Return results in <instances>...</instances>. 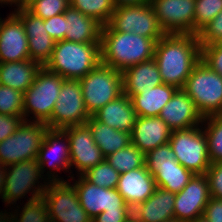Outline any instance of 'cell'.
I'll return each instance as SVG.
<instances>
[{"instance_id": "obj_51", "label": "cell", "mask_w": 222, "mask_h": 222, "mask_svg": "<svg viewBox=\"0 0 222 222\" xmlns=\"http://www.w3.org/2000/svg\"><path fill=\"white\" fill-rule=\"evenodd\" d=\"M191 222H209L204 216L198 217Z\"/></svg>"}, {"instance_id": "obj_37", "label": "cell", "mask_w": 222, "mask_h": 222, "mask_svg": "<svg viewBox=\"0 0 222 222\" xmlns=\"http://www.w3.org/2000/svg\"><path fill=\"white\" fill-rule=\"evenodd\" d=\"M69 6V0H28L25 8L45 20L64 13Z\"/></svg>"}, {"instance_id": "obj_44", "label": "cell", "mask_w": 222, "mask_h": 222, "mask_svg": "<svg viewBox=\"0 0 222 222\" xmlns=\"http://www.w3.org/2000/svg\"><path fill=\"white\" fill-rule=\"evenodd\" d=\"M22 122V116L0 114V142L15 133L16 129Z\"/></svg>"}, {"instance_id": "obj_33", "label": "cell", "mask_w": 222, "mask_h": 222, "mask_svg": "<svg viewBox=\"0 0 222 222\" xmlns=\"http://www.w3.org/2000/svg\"><path fill=\"white\" fill-rule=\"evenodd\" d=\"M202 127L207 138L211 164L222 162V114L203 118Z\"/></svg>"}, {"instance_id": "obj_10", "label": "cell", "mask_w": 222, "mask_h": 222, "mask_svg": "<svg viewBox=\"0 0 222 222\" xmlns=\"http://www.w3.org/2000/svg\"><path fill=\"white\" fill-rule=\"evenodd\" d=\"M106 25L112 31L134 33L156 42L165 35L150 2L115 7Z\"/></svg>"}, {"instance_id": "obj_18", "label": "cell", "mask_w": 222, "mask_h": 222, "mask_svg": "<svg viewBox=\"0 0 222 222\" xmlns=\"http://www.w3.org/2000/svg\"><path fill=\"white\" fill-rule=\"evenodd\" d=\"M30 59L28 37L22 21L13 13L0 18V63Z\"/></svg>"}, {"instance_id": "obj_40", "label": "cell", "mask_w": 222, "mask_h": 222, "mask_svg": "<svg viewBox=\"0 0 222 222\" xmlns=\"http://www.w3.org/2000/svg\"><path fill=\"white\" fill-rule=\"evenodd\" d=\"M200 45H210L222 39V11L197 34Z\"/></svg>"}, {"instance_id": "obj_48", "label": "cell", "mask_w": 222, "mask_h": 222, "mask_svg": "<svg viewBox=\"0 0 222 222\" xmlns=\"http://www.w3.org/2000/svg\"><path fill=\"white\" fill-rule=\"evenodd\" d=\"M115 7L125 6V5H139L143 3H148L150 0H112Z\"/></svg>"}, {"instance_id": "obj_16", "label": "cell", "mask_w": 222, "mask_h": 222, "mask_svg": "<svg viewBox=\"0 0 222 222\" xmlns=\"http://www.w3.org/2000/svg\"><path fill=\"white\" fill-rule=\"evenodd\" d=\"M69 138L70 167L79 175L105 160V156L94 142L89 127L84 125L69 126L62 129Z\"/></svg>"}, {"instance_id": "obj_42", "label": "cell", "mask_w": 222, "mask_h": 222, "mask_svg": "<svg viewBox=\"0 0 222 222\" xmlns=\"http://www.w3.org/2000/svg\"><path fill=\"white\" fill-rule=\"evenodd\" d=\"M209 180L210 195L222 199V162L212 163L206 171Z\"/></svg>"}, {"instance_id": "obj_31", "label": "cell", "mask_w": 222, "mask_h": 222, "mask_svg": "<svg viewBox=\"0 0 222 222\" xmlns=\"http://www.w3.org/2000/svg\"><path fill=\"white\" fill-rule=\"evenodd\" d=\"M0 212V222H50L47 206L43 197L28 201L22 206L21 210ZM7 211V212H6ZM14 213V214H13Z\"/></svg>"}, {"instance_id": "obj_32", "label": "cell", "mask_w": 222, "mask_h": 222, "mask_svg": "<svg viewBox=\"0 0 222 222\" xmlns=\"http://www.w3.org/2000/svg\"><path fill=\"white\" fill-rule=\"evenodd\" d=\"M105 159L120 174L145 166V154L132 143L111 153Z\"/></svg>"}, {"instance_id": "obj_2", "label": "cell", "mask_w": 222, "mask_h": 222, "mask_svg": "<svg viewBox=\"0 0 222 222\" xmlns=\"http://www.w3.org/2000/svg\"><path fill=\"white\" fill-rule=\"evenodd\" d=\"M156 41L134 33L112 31L102 26L100 39L101 62L120 72L153 59Z\"/></svg>"}, {"instance_id": "obj_27", "label": "cell", "mask_w": 222, "mask_h": 222, "mask_svg": "<svg viewBox=\"0 0 222 222\" xmlns=\"http://www.w3.org/2000/svg\"><path fill=\"white\" fill-rule=\"evenodd\" d=\"M42 66L31 59L0 63V83L24 93L33 83Z\"/></svg>"}, {"instance_id": "obj_7", "label": "cell", "mask_w": 222, "mask_h": 222, "mask_svg": "<svg viewBox=\"0 0 222 222\" xmlns=\"http://www.w3.org/2000/svg\"><path fill=\"white\" fill-rule=\"evenodd\" d=\"M79 82L85 107L91 116L123 93L122 72L102 62Z\"/></svg>"}, {"instance_id": "obj_24", "label": "cell", "mask_w": 222, "mask_h": 222, "mask_svg": "<svg viewBox=\"0 0 222 222\" xmlns=\"http://www.w3.org/2000/svg\"><path fill=\"white\" fill-rule=\"evenodd\" d=\"M176 194L156 187L154 193L132 209V214L140 222H164L174 218Z\"/></svg>"}, {"instance_id": "obj_15", "label": "cell", "mask_w": 222, "mask_h": 222, "mask_svg": "<svg viewBox=\"0 0 222 222\" xmlns=\"http://www.w3.org/2000/svg\"><path fill=\"white\" fill-rule=\"evenodd\" d=\"M76 177L77 180L74 176L68 180L73 181L80 205L92 219L104 211L132 209L116 188L99 187L87 181L82 175Z\"/></svg>"}, {"instance_id": "obj_28", "label": "cell", "mask_w": 222, "mask_h": 222, "mask_svg": "<svg viewBox=\"0 0 222 222\" xmlns=\"http://www.w3.org/2000/svg\"><path fill=\"white\" fill-rule=\"evenodd\" d=\"M177 88L162 83L138 95H127L132 103L137 116H159L162 108L172 98Z\"/></svg>"}, {"instance_id": "obj_20", "label": "cell", "mask_w": 222, "mask_h": 222, "mask_svg": "<svg viewBox=\"0 0 222 222\" xmlns=\"http://www.w3.org/2000/svg\"><path fill=\"white\" fill-rule=\"evenodd\" d=\"M159 117L172 131L184 130L202 125L203 117L196 109L193 100L183 89H177L164 105Z\"/></svg>"}, {"instance_id": "obj_25", "label": "cell", "mask_w": 222, "mask_h": 222, "mask_svg": "<svg viewBox=\"0 0 222 222\" xmlns=\"http://www.w3.org/2000/svg\"><path fill=\"white\" fill-rule=\"evenodd\" d=\"M162 83L154 59L131 66L122 72L123 93L126 95H138Z\"/></svg>"}, {"instance_id": "obj_14", "label": "cell", "mask_w": 222, "mask_h": 222, "mask_svg": "<svg viewBox=\"0 0 222 222\" xmlns=\"http://www.w3.org/2000/svg\"><path fill=\"white\" fill-rule=\"evenodd\" d=\"M165 34H194L196 0H150Z\"/></svg>"}, {"instance_id": "obj_43", "label": "cell", "mask_w": 222, "mask_h": 222, "mask_svg": "<svg viewBox=\"0 0 222 222\" xmlns=\"http://www.w3.org/2000/svg\"><path fill=\"white\" fill-rule=\"evenodd\" d=\"M65 22L64 13L44 20V28L55 42L65 40Z\"/></svg>"}, {"instance_id": "obj_46", "label": "cell", "mask_w": 222, "mask_h": 222, "mask_svg": "<svg viewBox=\"0 0 222 222\" xmlns=\"http://www.w3.org/2000/svg\"><path fill=\"white\" fill-rule=\"evenodd\" d=\"M203 216L209 222H222V199L211 197L205 206Z\"/></svg>"}, {"instance_id": "obj_19", "label": "cell", "mask_w": 222, "mask_h": 222, "mask_svg": "<svg viewBox=\"0 0 222 222\" xmlns=\"http://www.w3.org/2000/svg\"><path fill=\"white\" fill-rule=\"evenodd\" d=\"M13 13L22 21L24 26L28 37L30 59L44 67L50 60L55 44V41L44 28V20L26 8L14 10Z\"/></svg>"}, {"instance_id": "obj_41", "label": "cell", "mask_w": 222, "mask_h": 222, "mask_svg": "<svg viewBox=\"0 0 222 222\" xmlns=\"http://www.w3.org/2000/svg\"><path fill=\"white\" fill-rule=\"evenodd\" d=\"M201 60L222 76V47L217 43L201 45Z\"/></svg>"}, {"instance_id": "obj_17", "label": "cell", "mask_w": 222, "mask_h": 222, "mask_svg": "<svg viewBox=\"0 0 222 222\" xmlns=\"http://www.w3.org/2000/svg\"><path fill=\"white\" fill-rule=\"evenodd\" d=\"M209 180L206 174H194L188 184L176 194L174 218L183 222L203 216L210 200Z\"/></svg>"}, {"instance_id": "obj_35", "label": "cell", "mask_w": 222, "mask_h": 222, "mask_svg": "<svg viewBox=\"0 0 222 222\" xmlns=\"http://www.w3.org/2000/svg\"><path fill=\"white\" fill-rule=\"evenodd\" d=\"M82 176L94 185L113 189L118 186L120 173L105 159L95 167L88 169L84 174H82Z\"/></svg>"}, {"instance_id": "obj_45", "label": "cell", "mask_w": 222, "mask_h": 222, "mask_svg": "<svg viewBox=\"0 0 222 222\" xmlns=\"http://www.w3.org/2000/svg\"><path fill=\"white\" fill-rule=\"evenodd\" d=\"M130 215H132V209L104 211L95 216L92 222H124Z\"/></svg>"}, {"instance_id": "obj_50", "label": "cell", "mask_w": 222, "mask_h": 222, "mask_svg": "<svg viewBox=\"0 0 222 222\" xmlns=\"http://www.w3.org/2000/svg\"><path fill=\"white\" fill-rule=\"evenodd\" d=\"M124 222H140V221L132 214Z\"/></svg>"}, {"instance_id": "obj_53", "label": "cell", "mask_w": 222, "mask_h": 222, "mask_svg": "<svg viewBox=\"0 0 222 222\" xmlns=\"http://www.w3.org/2000/svg\"><path fill=\"white\" fill-rule=\"evenodd\" d=\"M217 44H218L220 47H222V39H220V40L217 42Z\"/></svg>"}, {"instance_id": "obj_13", "label": "cell", "mask_w": 222, "mask_h": 222, "mask_svg": "<svg viewBox=\"0 0 222 222\" xmlns=\"http://www.w3.org/2000/svg\"><path fill=\"white\" fill-rule=\"evenodd\" d=\"M36 159L42 175L47 170L45 176L48 182L69 181L58 176V171L68 172L71 178L74 176L73 170H70L69 138L62 129H47Z\"/></svg>"}, {"instance_id": "obj_1", "label": "cell", "mask_w": 222, "mask_h": 222, "mask_svg": "<svg viewBox=\"0 0 222 222\" xmlns=\"http://www.w3.org/2000/svg\"><path fill=\"white\" fill-rule=\"evenodd\" d=\"M153 59L163 83L183 89L193 68L201 60L198 36L165 34L156 43Z\"/></svg>"}, {"instance_id": "obj_23", "label": "cell", "mask_w": 222, "mask_h": 222, "mask_svg": "<svg viewBox=\"0 0 222 222\" xmlns=\"http://www.w3.org/2000/svg\"><path fill=\"white\" fill-rule=\"evenodd\" d=\"M93 116L111 128L129 134L132 133L133 126L138 117L131 99L125 93L108 102L104 107L96 111Z\"/></svg>"}, {"instance_id": "obj_30", "label": "cell", "mask_w": 222, "mask_h": 222, "mask_svg": "<svg viewBox=\"0 0 222 222\" xmlns=\"http://www.w3.org/2000/svg\"><path fill=\"white\" fill-rule=\"evenodd\" d=\"M193 173L181 164L157 166V171L153 174L156 187L179 193L193 177Z\"/></svg>"}, {"instance_id": "obj_5", "label": "cell", "mask_w": 222, "mask_h": 222, "mask_svg": "<svg viewBox=\"0 0 222 222\" xmlns=\"http://www.w3.org/2000/svg\"><path fill=\"white\" fill-rule=\"evenodd\" d=\"M183 90L203 118L222 114V76L202 60L193 68Z\"/></svg>"}, {"instance_id": "obj_29", "label": "cell", "mask_w": 222, "mask_h": 222, "mask_svg": "<svg viewBox=\"0 0 222 222\" xmlns=\"http://www.w3.org/2000/svg\"><path fill=\"white\" fill-rule=\"evenodd\" d=\"M85 124L89 127L94 142L105 157L131 144V134L111 128L98 121L93 115Z\"/></svg>"}, {"instance_id": "obj_52", "label": "cell", "mask_w": 222, "mask_h": 222, "mask_svg": "<svg viewBox=\"0 0 222 222\" xmlns=\"http://www.w3.org/2000/svg\"><path fill=\"white\" fill-rule=\"evenodd\" d=\"M164 222H183V221H180L178 219L173 218V219H170V220H167V221H164Z\"/></svg>"}, {"instance_id": "obj_38", "label": "cell", "mask_w": 222, "mask_h": 222, "mask_svg": "<svg viewBox=\"0 0 222 222\" xmlns=\"http://www.w3.org/2000/svg\"><path fill=\"white\" fill-rule=\"evenodd\" d=\"M222 11V0H196L194 34L206 26Z\"/></svg>"}, {"instance_id": "obj_6", "label": "cell", "mask_w": 222, "mask_h": 222, "mask_svg": "<svg viewBox=\"0 0 222 222\" xmlns=\"http://www.w3.org/2000/svg\"><path fill=\"white\" fill-rule=\"evenodd\" d=\"M39 179L44 182L40 183ZM48 183L36 158L9 165L6 167L2 202L6 206L17 204L18 199L26 198L28 193H31L29 196L32 195L27 198L28 201L35 200L42 197Z\"/></svg>"}, {"instance_id": "obj_22", "label": "cell", "mask_w": 222, "mask_h": 222, "mask_svg": "<svg viewBox=\"0 0 222 222\" xmlns=\"http://www.w3.org/2000/svg\"><path fill=\"white\" fill-rule=\"evenodd\" d=\"M132 209L146 201L156 189L153 175L146 165L120 174L116 188Z\"/></svg>"}, {"instance_id": "obj_39", "label": "cell", "mask_w": 222, "mask_h": 222, "mask_svg": "<svg viewBox=\"0 0 222 222\" xmlns=\"http://www.w3.org/2000/svg\"><path fill=\"white\" fill-rule=\"evenodd\" d=\"M175 153L169 143L160 145L154 150L145 154V165L147 170L153 175L157 171V166L178 165Z\"/></svg>"}, {"instance_id": "obj_49", "label": "cell", "mask_w": 222, "mask_h": 222, "mask_svg": "<svg viewBox=\"0 0 222 222\" xmlns=\"http://www.w3.org/2000/svg\"><path fill=\"white\" fill-rule=\"evenodd\" d=\"M5 177H6V167L3 165H0V198H2Z\"/></svg>"}, {"instance_id": "obj_9", "label": "cell", "mask_w": 222, "mask_h": 222, "mask_svg": "<svg viewBox=\"0 0 222 222\" xmlns=\"http://www.w3.org/2000/svg\"><path fill=\"white\" fill-rule=\"evenodd\" d=\"M169 145L179 164L193 174H206L211 165L207 138L202 125L172 131Z\"/></svg>"}, {"instance_id": "obj_34", "label": "cell", "mask_w": 222, "mask_h": 222, "mask_svg": "<svg viewBox=\"0 0 222 222\" xmlns=\"http://www.w3.org/2000/svg\"><path fill=\"white\" fill-rule=\"evenodd\" d=\"M70 6L106 25L115 10L112 0H69Z\"/></svg>"}, {"instance_id": "obj_26", "label": "cell", "mask_w": 222, "mask_h": 222, "mask_svg": "<svg viewBox=\"0 0 222 222\" xmlns=\"http://www.w3.org/2000/svg\"><path fill=\"white\" fill-rule=\"evenodd\" d=\"M65 40L77 43H100L102 25L69 6L64 12Z\"/></svg>"}, {"instance_id": "obj_11", "label": "cell", "mask_w": 222, "mask_h": 222, "mask_svg": "<svg viewBox=\"0 0 222 222\" xmlns=\"http://www.w3.org/2000/svg\"><path fill=\"white\" fill-rule=\"evenodd\" d=\"M50 222H92L71 181L49 182L42 195Z\"/></svg>"}, {"instance_id": "obj_12", "label": "cell", "mask_w": 222, "mask_h": 222, "mask_svg": "<svg viewBox=\"0 0 222 222\" xmlns=\"http://www.w3.org/2000/svg\"><path fill=\"white\" fill-rule=\"evenodd\" d=\"M90 117L79 80L64 79L51 118L45 123L48 129L84 125Z\"/></svg>"}, {"instance_id": "obj_47", "label": "cell", "mask_w": 222, "mask_h": 222, "mask_svg": "<svg viewBox=\"0 0 222 222\" xmlns=\"http://www.w3.org/2000/svg\"><path fill=\"white\" fill-rule=\"evenodd\" d=\"M28 0H0V5H10L14 7L16 6V8H14V10L17 9H21V8H25L27 6ZM3 4V5H2Z\"/></svg>"}, {"instance_id": "obj_3", "label": "cell", "mask_w": 222, "mask_h": 222, "mask_svg": "<svg viewBox=\"0 0 222 222\" xmlns=\"http://www.w3.org/2000/svg\"><path fill=\"white\" fill-rule=\"evenodd\" d=\"M101 62L100 43L57 41L44 66L64 79H81Z\"/></svg>"}, {"instance_id": "obj_21", "label": "cell", "mask_w": 222, "mask_h": 222, "mask_svg": "<svg viewBox=\"0 0 222 222\" xmlns=\"http://www.w3.org/2000/svg\"><path fill=\"white\" fill-rule=\"evenodd\" d=\"M172 130L159 117L138 116L131 133V143L147 154L169 142Z\"/></svg>"}, {"instance_id": "obj_4", "label": "cell", "mask_w": 222, "mask_h": 222, "mask_svg": "<svg viewBox=\"0 0 222 222\" xmlns=\"http://www.w3.org/2000/svg\"><path fill=\"white\" fill-rule=\"evenodd\" d=\"M63 80L60 75L42 67L34 83L23 93V120L46 123L53 113Z\"/></svg>"}, {"instance_id": "obj_8", "label": "cell", "mask_w": 222, "mask_h": 222, "mask_svg": "<svg viewBox=\"0 0 222 222\" xmlns=\"http://www.w3.org/2000/svg\"><path fill=\"white\" fill-rule=\"evenodd\" d=\"M47 129L45 123L23 120L15 133L0 142V165L37 158Z\"/></svg>"}, {"instance_id": "obj_36", "label": "cell", "mask_w": 222, "mask_h": 222, "mask_svg": "<svg viewBox=\"0 0 222 222\" xmlns=\"http://www.w3.org/2000/svg\"><path fill=\"white\" fill-rule=\"evenodd\" d=\"M0 114L23 117V93L1 84Z\"/></svg>"}]
</instances>
